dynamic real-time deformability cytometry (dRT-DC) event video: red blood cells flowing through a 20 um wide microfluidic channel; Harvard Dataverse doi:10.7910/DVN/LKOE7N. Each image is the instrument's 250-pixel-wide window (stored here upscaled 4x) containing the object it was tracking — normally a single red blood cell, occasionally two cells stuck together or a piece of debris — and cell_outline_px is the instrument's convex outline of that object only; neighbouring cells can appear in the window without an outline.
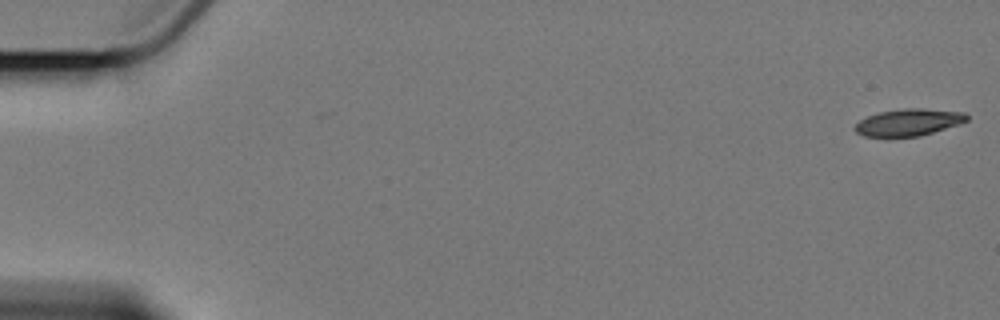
{"species": "Egyptian fruit bat (a non-hibernating species)", "species_latin": "Rousettus aegyptiacus", "temperature_condition": "cold", "stored_images_in_passage": 7, "camera_frame_rate_fps": 3000, "um_per_image_px": 0.085, "animal": {"sex": "female"}, "frame": {"image": 1, "passage_image": 1, "time_ms": 0.0, "image_size_px": [1000, 320], "cell_outline_px": [[968, 120], [960, 124], [920, 136], [864, 136], [856, 132], [852, 128], [860, 120], [868, 116], [880, 112], [908, 108], [920, 108], [964, 112], [968, 116]], "centroid_in_image_um": [77.24, 10.39], "position_along_channel_um": 7.8, "area_um2": 17.4}}
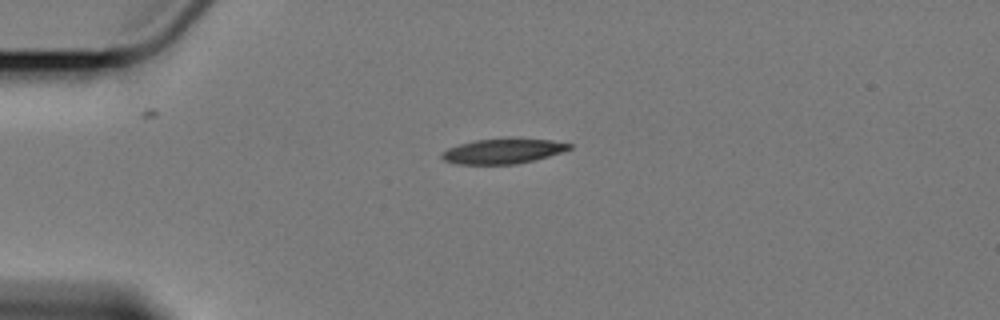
{"frame": {"image": 2, "passage_image": 5, "time_ms": 4.667, "image_size_px": [1000, 320], "cell_outline_px": [[572, 148], [536, 160], [516, 164], [456, 164], [444, 160], [440, 156], [448, 148], [460, 144], [476, 140], [548, 140], [572, 144]], "centroid_in_image_um": [42.73, 12.88], "position_along_channel_um": 42.3, "area_um2": 17.86}}
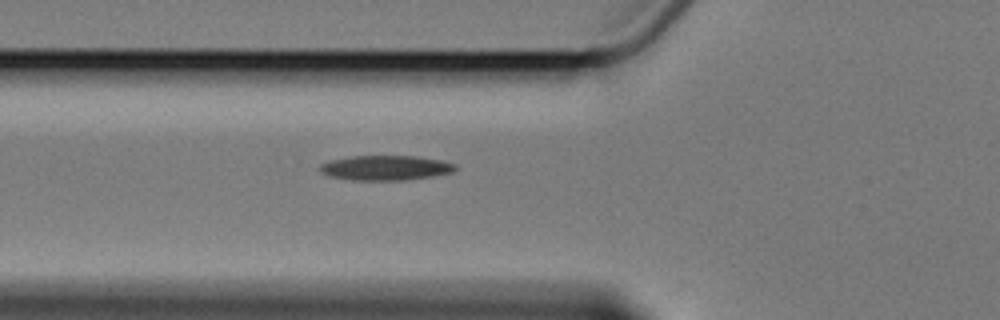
{"frame": {"image": 3, "passage_image": 7, "time_ms": 7.0, "image_size_px": [1000, 320], "cell_outline_px": [[456, 168], [452, 172], [432, 176], [408, 180], [352, 180], [328, 176], [320, 172], [320, 164], [328, 160], [352, 156], [416, 156], [440, 160], [456, 164]], "centroid_in_image_um": [32.74, 14.26], "position_along_channel_um": 93.1, "area_um2": 19.65}}